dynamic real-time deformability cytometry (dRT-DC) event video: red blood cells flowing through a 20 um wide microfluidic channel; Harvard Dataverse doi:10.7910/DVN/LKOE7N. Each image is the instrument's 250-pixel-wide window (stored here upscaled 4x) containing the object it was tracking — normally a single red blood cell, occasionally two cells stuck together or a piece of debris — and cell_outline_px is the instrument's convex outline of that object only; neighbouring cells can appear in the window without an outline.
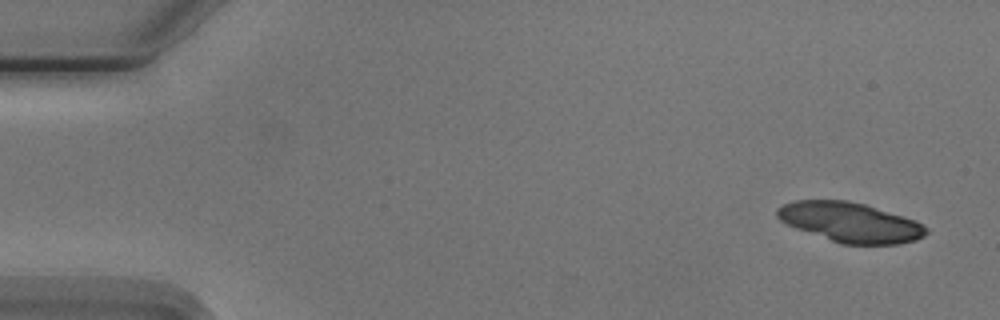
{"species": "Egyptian fruit bat (a non-hibernating species)", "species_latin": "Rousettus aegyptiacus", "temperature_condition": "cold", "stored_images_in_passage": 5, "camera_frame_rate_fps": 3000, "um_per_image_px": 0.085, "animal": {"sex": "male"}, "frame": {"image": 1, "passage_image": 1, "time_ms": 0.0, "image_size_px": [1000, 320], "cell_outline_px": [[928, 232], [924, 236], [916, 240], [896, 244], [840, 244], [796, 228], [780, 220], [776, 216], [776, 208], [784, 204], [796, 200], [848, 200], [864, 204], [916, 220], [924, 224], [928, 228]], "centroid_in_image_um": [72.28, 18.89], "position_along_channel_um": 12.7, "area_um2": 34.51}}
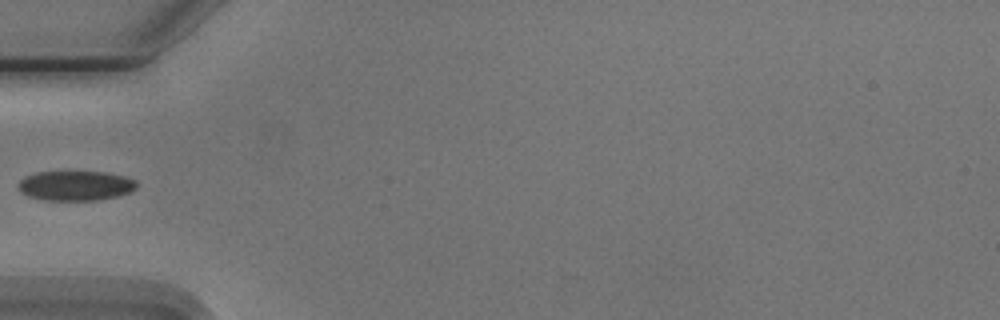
{"frame": {"image": 2, "passage_image": 5, "time_ms": 5.333, "image_size_px": [1000, 320], "cell_outline_px": [[136, 188], [132, 192], [120, 196], [96, 200], [44, 200], [28, 196], [20, 192], [16, 184], [24, 176], [36, 172], [108, 172], [124, 176], [136, 180]], "centroid_in_image_um": [6.41, 15.78], "position_along_channel_um": 78.6, "area_um2": 20.81}}